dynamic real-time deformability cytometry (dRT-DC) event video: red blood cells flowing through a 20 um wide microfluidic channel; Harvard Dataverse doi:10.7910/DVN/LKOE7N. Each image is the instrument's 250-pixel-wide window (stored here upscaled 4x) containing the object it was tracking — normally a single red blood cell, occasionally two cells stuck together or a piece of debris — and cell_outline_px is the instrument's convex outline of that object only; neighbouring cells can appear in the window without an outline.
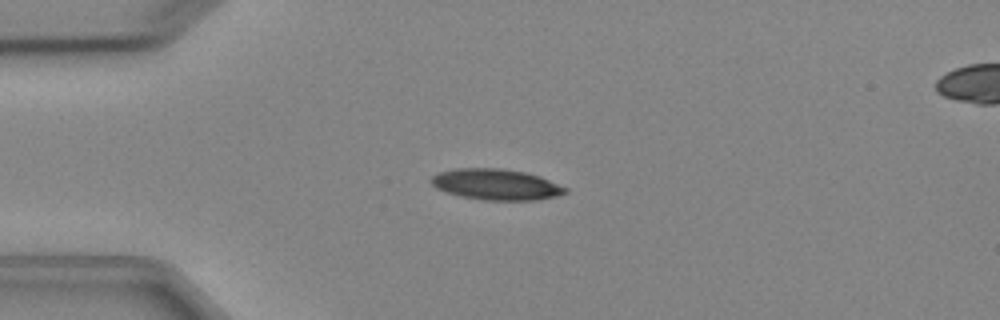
{"species": "Egyptian fruit bat (a non-hibernating species)", "species_latin": "Rousettus aegyptiacus", "temperature_condition": "cold", "stored_images_in_passage": 2, "camera_frame_rate_fps": 3000, "um_per_image_px": 0.085, "animal": {"sex": "female"}, "frame": {"image": 1, "passage_image": 1, "time_ms": 0.0, "image_size_px": [1000, 320], "cell_outline_px": [[568, 192], [556, 196], [536, 200], [484, 200], [460, 196], [436, 188], [432, 184], [432, 176], [440, 172], [456, 168], [504, 168], [524, 172], [540, 176], [568, 188]], "centroid_in_image_um": [42.2, 15.67], "position_along_channel_um": 42.8, "area_um2": 24.1}}